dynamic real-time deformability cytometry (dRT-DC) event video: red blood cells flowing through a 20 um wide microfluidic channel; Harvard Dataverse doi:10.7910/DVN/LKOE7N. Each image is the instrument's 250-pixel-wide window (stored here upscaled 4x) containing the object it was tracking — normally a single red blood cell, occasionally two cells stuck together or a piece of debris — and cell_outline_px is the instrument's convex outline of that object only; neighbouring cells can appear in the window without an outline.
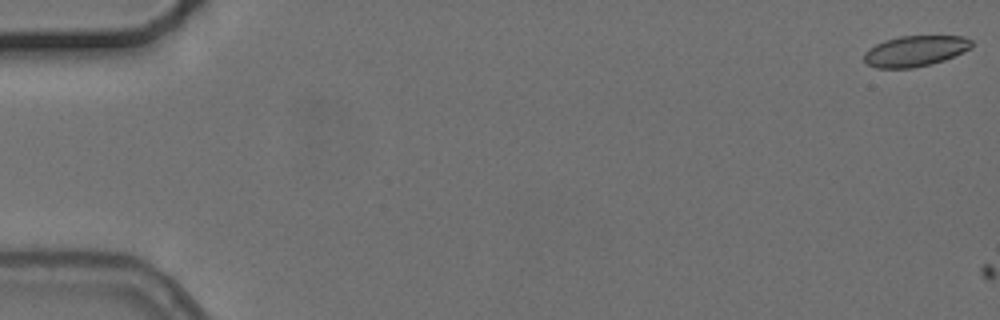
{"species": "common noctule bat (a hibernating species)", "species_latin": "Nyctalus noctula", "temperature_condition": "cold", "stored_images_in_passage": 2, "camera_frame_rate_fps": 3000, "um_per_image_px": 0.085, "animal": {"sex": "female", "body_mass_g": 24.6, "forearm_length_mm": 56.2}, "frame": {"image": 1, "passage_image": 1, "time_ms": 0.0, "image_size_px": [1000, 320], "cell_outline_px": [[972, 48], [944, 60], [912, 68], [876, 68], [868, 64], [864, 60], [864, 52], [868, 48], [884, 40], [900, 36], [964, 36], [972, 40]], "centroid_in_image_um": [77.78, 4.33], "position_along_channel_um": 7.2, "area_um2": 19.25}}